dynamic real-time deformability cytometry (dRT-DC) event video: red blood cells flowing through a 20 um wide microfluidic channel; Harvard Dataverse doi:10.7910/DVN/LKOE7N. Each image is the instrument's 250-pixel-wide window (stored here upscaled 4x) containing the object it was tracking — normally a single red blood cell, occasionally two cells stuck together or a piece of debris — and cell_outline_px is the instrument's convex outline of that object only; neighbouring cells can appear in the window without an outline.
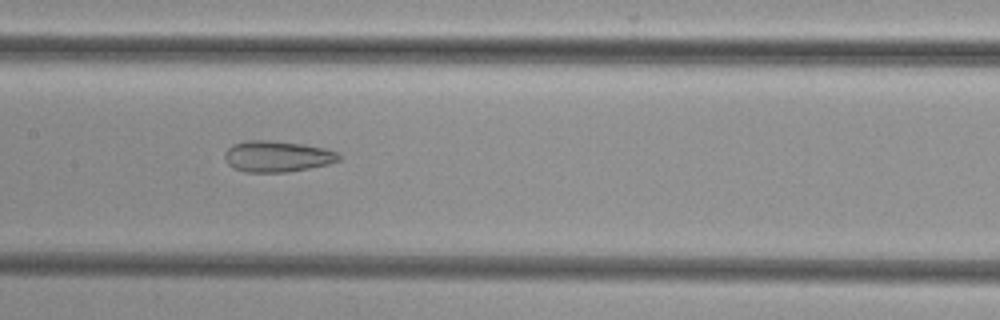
{"species": "common noctule bat (a hibernating species)", "species_latin": "Nyctalus noctula", "temperature_condition": "cold", "stored_images_in_passage": 37, "camera_frame_rate_fps": 3000, "um_per_image_px": 0.085, "animal": {"sex": "female", "body_mass_g": 29.2, "forearm_length_mm": 56.3}, "frame": {"image": 1, "passage_image": 11, "time_ms": 3.333, "image_size_px": [1000, 320], "cell_outline_px": [[344, 156], [340, 160], [328, 164], [288, 172], [244, 172], [232, 168], [228, 164], [224, 156], [224, 152], [232, 144], [244, 140], [268, 140], [304, 144], [324, 148], [336, 152]], "centroid_in_image_um": [23.54, 13.29], "position_along_channel_um": 183.9, "area_um2": 20.92}}